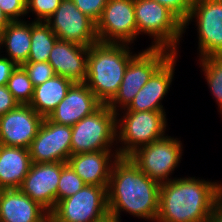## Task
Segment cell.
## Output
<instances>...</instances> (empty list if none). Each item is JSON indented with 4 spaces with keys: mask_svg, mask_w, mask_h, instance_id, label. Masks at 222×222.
Wrapping results in <instances>:
<instances>
[{
    "mask_svg": "<svg viewBox=\"0 0 222 222\" xmlns=\"http://www.w3.org/2000/svg\"><path fill=\"white\" fill-rule=\"evenodd\" d=\"M31 163L29 149L0 145V190L19 189Z\"/></svg>",
    "mask_w": 222,
    "mask_h": 222,
    "instance_id": "obj_21",
    "label": "cell"
},
{
    "mask_svg": "<svg viewBox=\"0 0 222 222\" xmlns=\"http://www.w3.org/2000/svg\"><path fill=\"white\" fill-rule=\"evenodd\" d=\"M98 42L134 43L137 38L134 0H108L96 23Z\"/></svg>",
    "mask_w": 222,
    "mask_h": 222,
    "instance_id": "obj_11",
    "label": "cell"
},
{
    "mask_svg": "<svg viewBox=\"0 0 222 222\" xmlns=\"http://www.w3.org/2000/svg\"><path fill=\"white\" fill-rule=\"evenodd\" d=\"M101 222H112V216L109 215L107 218H105Z\"/></svg>",
    "mask_w": 222,
    "mask_h": 222,
    "instance_id": "obj_38",
    "label": "cell"
},
{
    "mask_svg": "<svg viewBox=\"0 0 222 222\" xmlns=\"http://www.w3.org/2000/svg\"><path fill=\"white\" fill-rule=\"evenodd\" d=\"M85 185V182L74 172L71 166L68 163H63L57 188V203L62 199L75 195Z\"/></svg>",
    "mask_w": 222,
    "mask_h": 222,
    "instance_id": "obj_27",
    "label": "cell"
},
{
    "mask_svg": "<svg viewBox=\"0 0 222 222\" xmlns=\"http://www.w3.org/2000/svg\"><path fill=\"white\" fill-rule=\"evenodd\" d=\"M58 39L46 22L33 21L27 62H48L51 50Z\"/></svg>",
    "mask_w": 222,
    "mask_h": 222,
    "instance_id": "obj_24",
    "label": "cell"
},
{
    "mask_svg": "<svg viewBox=\"0 0 222 222\" xmlns=\"http://www.w3.org/2000/svg\"><path fill=\"white\" fill-rule=\"evenodd\" d=\"M11 21L8 17L2 12L0 8V33L4 30V28L10 23Z\"/></svg>",
    "mask_w": 222,
    "mask_h": 222,
    "instance_id": "obj_36",
    "label": "cell"
},
{
    "mask_svg": "<svg viewBox=\"0 0 222 222\" xmlns=\"http://www.w3.org/2000/svg\"><path fill=\"white\" fill-rule=\"evenodd\" d=\"M72 128L45 117L31 142L29 153L32 163H67L71 156Z\"/></svg>",
    "mask_w": 222,
    "mask_h": 222,
    "instance_id": "obj_13",
    "label": "cell"
},
{
    "mask_svg": "<svg viewBox=\"0 0 222 222\" xmlns=\"http://www.w3.org/2000/svg\"><path fill=\"white\" fill-rule=\"evenodd\" d=\"M222 197L218 182L174 178L160 184L157 222H207Z\"/></svg>",
    "mask_w": 222,
    "mask_h": 222,
    "instance_id": "obj_2",
    "label": "cell"
},
{
    "mask_svg": "<svg viewBox=\"0 0 222 222\" xmlns=\"http://www.w3.org/2000/svg\"><path fill=\"white\" fill-rule=\"evenodd\" d=\"M173 54L165 48L149 47L136 54L129 62L119 90L107 104L115 113L126 109L153 73Z\"/></svg>",
    "mask_w": 222,
    "mask_h": 222,
    "instance_id": "obj_7",
    "label": "cell"
},
{
    "mask_svg": "<svg viewBox=\"0 0 222 222\" xmlns=\"http://www.w3.org/2000/svg\"><path fill=\"white\" fill-rule=\"evenodd\" d=\"M207 222H222V197L213 206Z\"/></svg>",
    "mask_w": 222,
    "mask_h": 222,
    "instance_id": "obj_35",
    "label": "cell"
},
{
    "mask_svg": "<svg viewBox=\"0 0 222 222\" xmlns=\"http://www.w3.org/2000/svg\"><path fill=\"white\" fill-rule=\"evenodd\" d=\"M18 105L7 85L0 86V116L15 109Z\"/></svg>",
    "mask_w": 222,
    "mask_h": 222,
    "instance_id": "obj_33",
    "label": "cell"
},
{
    "mask_svg": "<svg viewBox=\"0 0 222 222\" xmlns=\"http://www.w3.org/2000/svg\"><path fill=\"white\" fill-rule=\"evenodd\" d=\"M134 9L137 34L153 36L154 43L150 47L165 48L177 53V44L185 33L183 23L154 0H134Z\"/></svg>",
    "mask_w": 222,
    "mask_h": 222,
    "instance_id": "obj_4",
    "label": "cell"
},
{
    "mask_svg": "<svg viewBox=\"0 0 222 222\" xmlns=\"http://www.w3.org/2000/svg\"><path fill=\"white\" fill-rule=\"evenodd\" d=\"M43 119L30 105L19 104L0 116V145L29 149Z\"/></svg>",
    "mask_w": 222,
    "mask_h": 222,
    "instance_id": "obj_15",
    "label": "cell"
},
{
    "mask_svg": "<svg viewBox=\"0 0 222 222\" xmlns=\"http://www.w3.org/2000/svg\"><path fill=\"white\" fill-rule=\"evenodd\" d=\"M182 148L178 138L164 136L136 149L128 158L149 178L163 184L171 180L168 177L178 167Z\"/></svg>",
    "mask_w": 222,
    "mask_h": 222,
    "instance_id": "obj_9",
    "label": "cell"
},
{
    "mask_svg": "<svg viewBox=\"0 0 222 222\" xmlns=\"http://www.w3.org/2000/svg\"><path fill=\"white\" fill-rule=\"evenodd\" d=\"M177 53H173L150 77L124 111H165L161 100L173 79Z\"/></svg>",
    "mask_w": 222,
    "mask_h": 222,
    "instance_id": "obj_17",
    "label": "cell"
},
{
    "mask_svg": "<svg viewBox=\"0 0 222 222\" xmlns=\"http://www.w3.org/2000/svg\"><path fill=\"white\" fill-rule=\"evenodd\" d=\"M107 188L85 185L75 195L56 204L50 222H101L109 216Z\"/></svg>",
    "mask_w": 222,
    "mask_h": 222,
    "instance_id": "obj_8",
    "label": "cell"
},
{
    "mask_svg": "<svg viewBox=\"0 0 222 222\" xmlns=\"http://www.w3.org/2000/svg\"><path fill=\"white\" fill-rule=\"evenodd\" d=\"M17 65L8 57L0 56V86H5Z\"/></svg>",
    "mask_w": 222,
    "mask_h": 222,
    "instance_id": "obj_34",
    "label": "cell"
},
{
    "mask_svg": "<svg viewBox=\"0 0 222 222\" xmlns=\"http://www.w3.org/2000/svg\"><path fill=\"white\" fill-rule=\"evenodd\" d=\"M0 222H50V214L20 189H1Z\"/></svg>",
    "mask_w": 222,
    "mask_h": 222,
    "instance_id": "obj_20",
    "label": "cell"
},
{
    "mask_svg": "<svg viewBox=\"0 0 222 222\" xmlns=\"http://www.w3.org/2000/svg\"><path fill=\"white\" fill-rule=\"evenodd\" d=\"M46 23L60 40L86 47L98 42L96 23L82 13L72 0H62Z\"/></svg>",
    "mask_w": 222,
    "mask_h": 222,
    "instance_id": "obj_12",
    "label": "cell"
},
{
    "mask_svg": "<svg viewBox=\"0 0 222 222\" xmlns=\"http://www.w3.org/2000/svg\"><path fill=\"white\" fill-rule=\"evenodd\" d=\"M89 47L58 39L51 50L48 63L56 75L73 82H85Z\"/></svg>",
    "mask_w": 222,
    "mask_h": 222,
    "instance_id": "obj_18",
    "label": "cell"
},
{
    "mask_svg": "<svg viewBox=\"0 0 222 222\" xmlns=\"http://www.w3.org/2000/svg\"><path fill=\"white\" fill-rule=\"evenodd\" d=\"M62 169L61 162L31 163L19 189L50 214L57 204Z\"/></svg>",
    "mask_w": 222,
    "mask_h": 222,
    "instance_id": "obj_14",
    "label": "cell"
},
{
    "mask_svg": "<svg viewBox=\"0 0 222 222\" xmlns=\"http://www.w3.org/2000/svg\"><path fill=\"white\" fill-rule=\"evenodd\" d=\"M123 114L119 119L117 113L116 119L117 139L122 142V147L116 148L120 157H128L136 149L165 136V111H125Z\"/></svg>",
    "mask_w": 222,
    "mask_h": 222,
    "instance_id": "obj_5",
    "label": "cell"
},
{
    "mask_svg": "<svg viewBox=\"0 0 222 222\" xmlns=\"http://www.w3.org/2000/svg\"><path fill=\"white\" fill-rule=\"evenodd\" d=\"M127 43L97 42L89 47L85 83L102 104L117 94L125 70L136 55Z\"/></svg>",
    "mask_w": 222,
    "mask_h": 222,
    "instance_id": "obj_3",
    "label": "cell"
},
{
    "mask_svg": "<svg viewBox=\"0 0 222 222\" xmlns=\"http://www.w3.org/2000/svg\"><path fill=\"white\" fill-rule=\"evenodd\" d=\"M7 87L18 104H30L34 93V86L22 66H17L12 72Z\"/></svg>",
    "mask_w": 222,
    "mask_h": 222,
    "instance_id": "obj_26",
    "label": "cell"
},
{
    "mask_svg": "<svg viewBox=\"0 0 222 222\" xmlns=\"http://www.w3.org/2000/svg\"><path fill=\"white\" fill-rule=\"evenodd\" d=\"M116 119L117 113L107 104H102L71 126V155L112 150V143L117 142Z\"/></svg>",
    "mask_w": 222,
    "mask_h": 222,
    "instance_id": "obj_6",
    "label": "cell"
},
{
    "mask_svg": "<svg viewBox=\"0 0 222 222\" xmlns=\"http://www.w3.org/2000/svg\"><path fill=\"white\" fill-rule=\"evenodd\" d=\"M195 17L199 34V58L222 56V0H193L183 30Z\"/></svg>",
    "mask_w": 222,
    "mask_h": 222,
    "instance_id": "obj_10",
    "label": "cell"
},
{
    "mask_svg": "<svg viewBox=\"0 0 222 222\" xmlns=\"http://www.w3.org/2000/svg\"><path fill=\"white\" fill-rule=\"evenodd\" d=\"M4 45L9 59L17 66L26 63L31 45V23L11 21L0 33V49Z\"/></svg>",
    "mask_w": 222,
    "mask_h": 222,
    "instance_id": "obj_23",
    "label": "cell"
},
{
    "mask_svg": "<svg viewBox=\"0 0 222 222\" xmlns=\"http://www.w3.org/2000/svg\"><path fill=\"white\" fill-rule=\"evenodd\" d=\"M160 184L143 173L128 157H119L112 166L107 188L110 216L126 211L134 217L156 221Z\"/></svg>",
    "mask_w": 222,
    "mask_h": 222,
    "instance_id": "obj_1",
    "label": "cell"
},
{
    "mask_svg": "<svg viewBox=\"0 0 222 222\" xmlns=\"http://www.w3.org/2000/svg\"><path fill=\"white\" fill-rule=\"evenodd\" d=\"M77 8L92 19L95 23L99 21L102 16L104 7L108 0H72Z\"/></svg>",
    "mask_w": 222,
    "mask_h": 222,
    "instance_id": "obj_30",
    "label": "cell"
},
{
    "mask_svg": "<svg viewBox=\"0 0 222 222\" xmlns=\"http://www.w3.org/2000/svg\"><path fill=\"white\" fill-rule=\"evenodd\" d=\"M74 82L60 75L34 87L30 106L43 118L48 117L57 105L65 98Z\"/></svg>",
    "mask_w": 222,
    "mask_h": 222,
    "instance_id": "obj_22",
    "label": "cell"
},
{
    "mask_svg": "<svg viewBox=\"0 0 222 222\" xmlns=\"http://www.w3.org/2000/svg\"><path fill=\"white\" fill-rule=\"evenodd\" d=\"M102 103L85 82H74L65 98L47 117L60 125L73 126L85 116L95 112Z\"/></svg>",
    "mask_w": 222,
    "mask_h": 222,
    "instance_id": "obj_16",
    "label": "cell"
},
{
    "mask_svg": "<svg viewBox=\"0 0 222 222\" xmlns=\"http://www.w3.org/2000/svg\"><path fill=\"white\" fill-rule=\"evenodd\" d=\"M0 8L10 21H21L27 15L26 0H0Z\"/></svg>",
    "mask_w": 222,
    "mask_h": 222,
    "instance_id": "obj_32",
    "label": "cell"
},
{
    "mask_svg": "<svg viewBox=\"0 0 222 222\" xmlns=\"http://www.w3.org/2000/svg\"><path fill=\"white\" fill-rule=\"evenodd\" d=\"M22 67L27 72L34 87L43 84L56 75L48 62H26Z\"/></svg>",
    "mask_w": 222,
    "mask_h": 222,
    "instance_id": "obj_28",
    "label": "cell"
},
{
    "mask_svg": "<svg viewBox=\"0 0 222 222\" xmlns=\"http://www.w3.org/2000/svg\"><path fill=\"white\" fill-rule=\"evenodd\" d=\"M111 151L103 150L71 155L67 163L86 185L108 187L112 166L120 157L116 150H114L115 153Z\"/></svg>",
    "mask_w": 222,
    "mask_h": 222,
    "instance_id": "obj_19",
    "label": "cell"
},
{
    "mask_svg": "<svg viewBox=\"0 0 222 222\" xmlns=\"http://www.w3.org/2000/svg\"><path fill=\"white\" fill-rule=\"evenodd\" d=\"M204 76L222 114V56L199 58Z\"/></svg>",
    "mask_w": 222,
    "mask_h": 222,
    "instance_id": "obj_25",
    "label": "cell"
},
{
    "mask_svg": "<svg viewBox=\"0 0 222 222\" xmlns=\"http://www.w3.org/2000/svg\"><path fill=\"white\" fill-rule=\"evenodd\" d=\"M170 10L183 24L187 21L193 0H154Z\"/></svg>",
    "mask_w": 222,
    "mask_h": 222,
    "instance_id": "obj_31",
    "label": "cell"
},
{
    "mask_svg": "<svg viewBox=\"0 0 222 222\" xmlns=\"http://www.w3.org/2000/svg\"><path fill=\"white\" fill-rule=\"evenodd\" d=\"M62 0H26V12H34L37 18L34 21L46 20L56 11Z\"/></svg>",
    "mask_w": 222,
    "mask_h": 222,
    "instance_id": "obj_29",
    "label": "cell"
},
{
    "mask_svg": "<svg viewBox=\"0 0 222 222\" xmlns=\"http://www.w3.org/2000/svg\"><path fill=\"white\" fill-rule=\"evenodd\" d=\"M112 222H121L120 217L118 216H112Z\"/></svg>",
    "mask_w": 222,
    "mask_h": 222,
    "instance_id": "obj_37",
    "label": "cell"
}]
</instances>
